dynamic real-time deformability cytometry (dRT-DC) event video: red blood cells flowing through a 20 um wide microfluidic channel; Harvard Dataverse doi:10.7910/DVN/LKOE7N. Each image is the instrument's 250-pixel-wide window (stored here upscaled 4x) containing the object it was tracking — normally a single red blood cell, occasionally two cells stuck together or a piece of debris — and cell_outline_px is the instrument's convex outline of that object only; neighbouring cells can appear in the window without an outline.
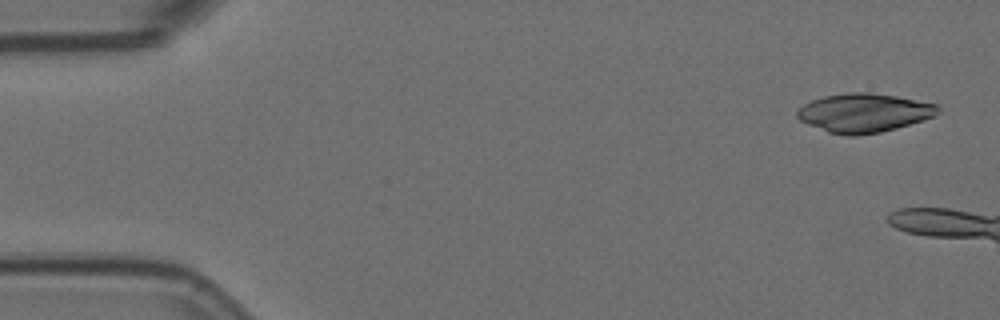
{"species": "Egyptian fruit bat (a non-hibernating species)", "species_latin": "Rousettus aegyptiacus", "temperature_condition": "room temperature", "stored_images_in_passage": 8, "camera_frame_rate_fps": 3000, "um_per_image_px": 0.085, "animal": {"sex": "female"}, "frame": {"image": 1, "passage_image": 2, "time_ms": 0.333, "image_size_px": [1000, 320], "cell_outline_px": [[940, 112], [936, 116], [924, 120], [896, 128], [880, 132], [856, 136], [848, 136], [828, 132], [808, 124], [800, 120], [796, 116], [796, 112], [804, 104], [812, 100], [824, 96], [848, 92], [868, 92], [896, 96], [940, 104]], "centroid_in_image_um": [73.48, 9.59], "position_along_channel_um": 11.5, "area_um2": 32.02}}